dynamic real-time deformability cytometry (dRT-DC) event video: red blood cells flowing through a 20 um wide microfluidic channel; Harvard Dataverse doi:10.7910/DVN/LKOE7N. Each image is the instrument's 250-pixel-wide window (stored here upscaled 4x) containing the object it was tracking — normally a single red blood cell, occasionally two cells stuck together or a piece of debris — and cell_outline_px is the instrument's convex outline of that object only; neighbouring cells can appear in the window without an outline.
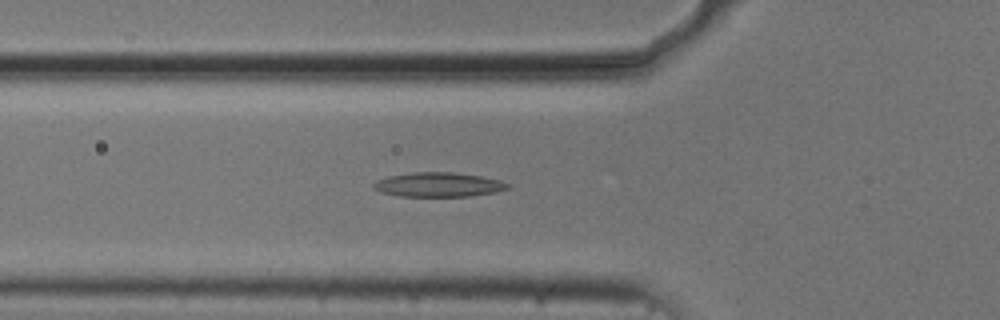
{"species": "common noctule bat (a hibernating species)", "species_latin": "Nyctalus noctula", "temperature_condition": "cold", "stored_images_in_passage": 33, "camera_frame_rate_fps": 3000, "um_per_image_px": 0.085, "animal": {"sex": "male", "body_mass_g": 20.5, "forearm_length_mm": 52.5}, "frame": {"image": 1, "passage_image": 18, "time_ms": 5.667, "image_size_px": [1000, 320], "cell_outline_px": [[508, 188], [496, 192], [468, 196], [400, 196], [380, 192], [372, 188], [372, 184], [376, 180], [388, 176], [412, 172], [452, 172], [480, 176], [500, 180], [508, 184]], "centroid_in_image_um": [37.21, 15.69], "position_along_channel_um": 88.6, "area_um2": 19.02}}
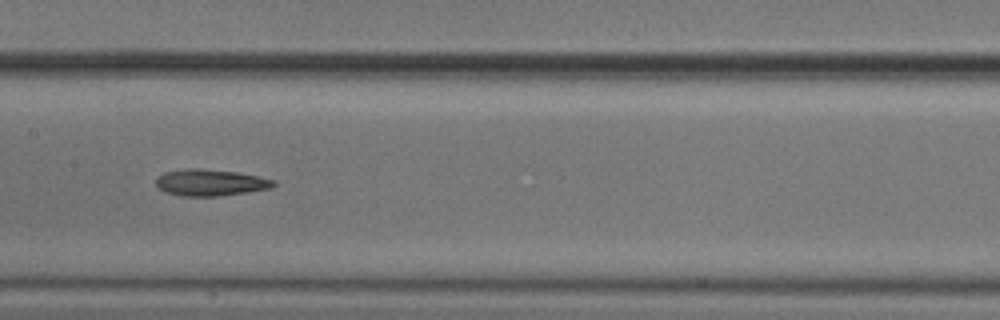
{"frame": {"image": 2, "passage_image": 26, "time_ms": 8.333, "image_size_px": [1000, 320], "cell_outline_px": [[276, 184], [268, 188], [220, 196], [180, 196], [168, 192], [160, 188], [156, 184], [156, 180], [164, 172], [188, 168], [200, 168], [236, 172], [276, 180]], "centroid_in_image_um": [17.87, 15.51], "position_along_channel_um": 189.5, "area_um2": 17.86}}
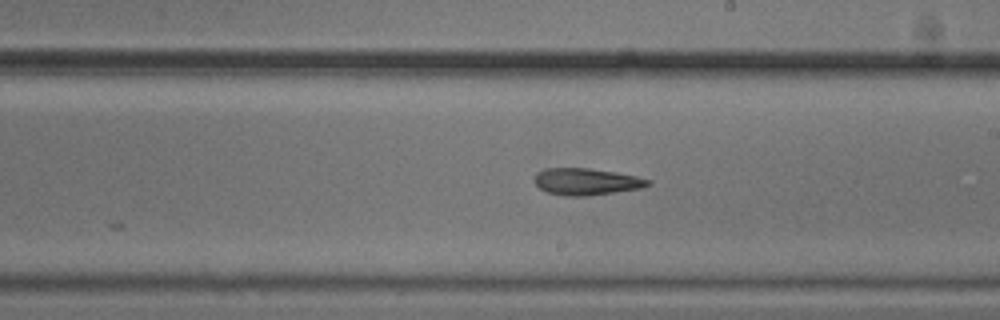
{"frame": {"image": 3, "passage_image": 30, "time_ms": 9.667, "image_size_px": [1000, 320], "cell_outline_px": [[652, 184], [640, 188], [588, 196], [564, 196], [548, 192], [540, 188], [532, 180], [536, 172], [544, 168], [588, 168], [616, 172], [636, 176], [652, 180]], "centroid_in_image_um": [49.82, 15.43], "position_along_channel_um": 239.2, "area_um2": 17.86}}